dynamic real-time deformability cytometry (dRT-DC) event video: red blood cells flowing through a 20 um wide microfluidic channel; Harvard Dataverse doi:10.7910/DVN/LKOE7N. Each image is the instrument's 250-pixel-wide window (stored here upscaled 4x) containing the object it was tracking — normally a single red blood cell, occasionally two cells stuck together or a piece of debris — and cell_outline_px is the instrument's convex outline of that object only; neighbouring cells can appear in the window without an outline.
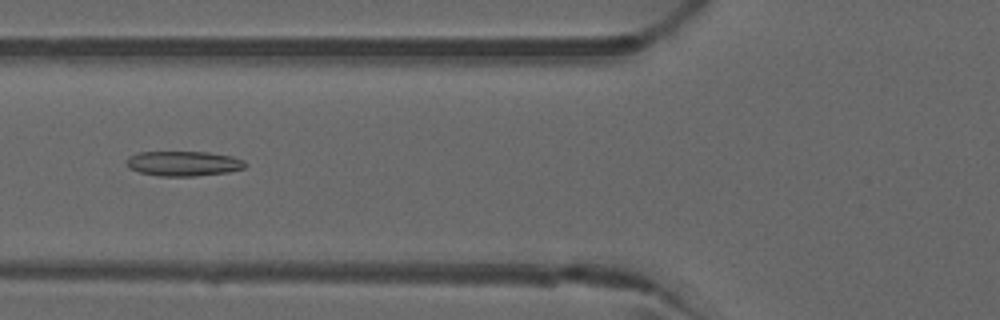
{"species": "common noctule bat (a hibernating species)", "species_latin": "Nyctalus noctula", "temperature_condition": "warm", "stored_images_in_passage": 43, "camera_frame_rate_fps": 3000, "um_per_image_px": 0.085, "animal": {"sex": "male", "forearm_length_mm": 52.5}, "frame": {"image": 1, "passage_image": 12, "time_ms": 3.667, "image_size_px": [1000, 320], "cell_outline_px": [[248, 164], [244, 168], [228, 172], [196, 176], [160, 176], [140, 172], [128, 168], [128, 156], [140, 152], [208, 152], [232, 156], [244, 160]], "centroid_in_image_um": [15.64, 13.9], "position_along_channel_um": 110.2, "area_um2": 17.22}}
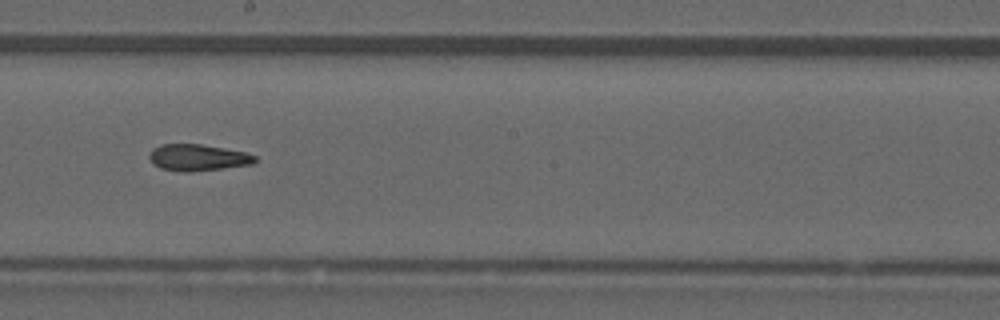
{"frame": {"image": 2, "passage_image": 21, "time_ms": 6.667, "image_size_px": [1000, 320], "cell_outline_px": [[256, 160], [252, 164], [188, 172], [160, 168], [152, 164], [148, 156], [152, 148], [160, 144], [200, 144], [224, 148], [244, 152], [256, 156]], "centroid_in_image_um": [16.76, 13.38], "position_along_channel_um": 231.4, "area_um2": 16.18}}
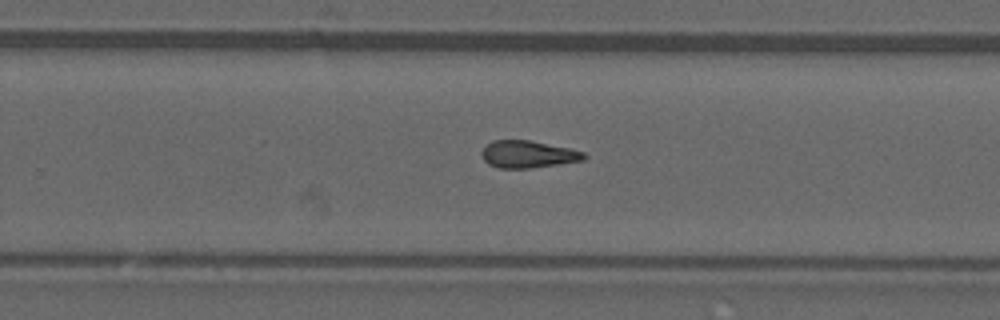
{"frame": {"image": 3, "passage_image": 25, "time_ms": 8.0, "image_size_px": [1000, 320], "cell_outline_px": [[588, 156], [584, 160], [532, 168], [500, 168], [488, 164], [480, 156], [480, 152], [492, 140], [528, 140], [568, 148], [584, 152]], "centroid_in_image_um": [44.86, 13.12], "position_along_channel_um": 284.9, "area_um2": 16.18}, "authors_computed_cell_mechanics": {"area_um2": 16.5308, "velocity_mm_per_s": 4.037, "shape_relaxation_time_tau1_ms": null, "shape_relaxation_time_tau2_ms": 5.0033, "deformation_change_tau1": null, "deformation_change_tau2": 0.1645}}